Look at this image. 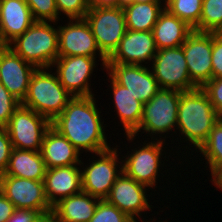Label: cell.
<instances>
[{
  "label": "cell",
  "mask_w": 222,
  "mask_h": 222,
  "mask_svg": "<svg viewBox=\"0 0 222 222\" xmlns=\"http://www.w3.org/2000/svg\"><path fill=\"white\" fill-rule=\"evenodd\" d=\"M203 0H165V9L180 20L185 21L193 30L199 25Z\"/></svg>",
  "instance_id": "28"
},
{
  "label": "cell",
  "mask_w": 222,
  "mask_h": 222,
  "mask_svg": "<svg viewBox=\"0 0 222 222\" xmlns=\"http://www.w3.org/2000/svg\"><path fill=\"white\" fill-rule=\"evenodd\" d=\"M180 95L181 91L161 88L150 101L143 104L139 127L131 135H126L127 140L132 142L141 130L144 131L141 133L147 132L150 136L172 132V128L175 130Z\"/></svg>",
  "instance_id": "5"
},
{
  "label": "cell",
  "mask_w": 222,
  "mask_h": 222,
  "mask_svg": "<svg viewBox=\"0 0 222 222\" xmlns=\"http://www.w3.org/2000/svg\"><path fill=\"white\" fill-rule=\"evenodd\" d=\"M142 221L144 222L143 219H141V222H142ZM129 222H138V221H137V219H131ZM145 222H149V221H145ZM161 222H164V221H161Z\"/></svg>",
  "instance_id": "44"
},
{
  "label": "cell",
  "mask_w": 222,
  "mask_h": 222,
  "mask_svg": "<svg viewBox=\"0 0 222 222\" xmlns=\"http://www.w3.org/2000/svg\"><path fill=\"white\" fill-rule=\"evenodd\" d=\"M12 143L9 134L5 127L0 128V174H3L7 168L11 151Z\"/></svg>",
  "instance_id": "36"
},
{
  "label": "cell",
  "mask_w": 222,
  "mask_h": 222,
  "mask_svg": "<svg viewBox=\"0 0 222 222\" xmlns=\"http://www.w3.org/2000/svg\"><path fill=\"white\" fill-rule=\"evenodd\" d=\"M100 199L81 191L61 199L53 206L55 222H89Z\"/></svg>",
  "instance_id": "22"
},
{
  "label": "cell",
  "mask_w": 222,
  "mask_h": 222,
  "mask_svg": "<svg viewBox=\"0 0 222 222\" xmlns=\"http://www.w3.org/2000/svg\"><path fill=\"white\" fill-rule=\"evenodd\" d=\"M29 6L35 21L53 22L58 21L56 0H25Z\"/></svg>",
  "instance_id": "30"
},
{
  "label": "cell",
  "mask_w": 222,
  "mask_h": 222,
  "mask_svg": "<svg viewBox=\"0 0 222 222\" xmlns=\"http://www.w3.org/2000/svg\"><path fill=\"white\" fill-rule=\"evenodd\" d=\"M132 2H134V0H120V6L123 7L124 5Z\"/></svg>",
  "instance_id": "43"
},
{
  "label": "cell",
  "mask_w": 222,
  "mask_h": 222,
  "mask_svg": "<svg viewBox=\"0 0 222 222\" xmlns=\"http://www.w3.org/2000/svg\"><path fill=\"white\" fill-rule=\"evenodd\" d=\"M111 90L119 117L126 135H131L138 127L143 115V103L136 100L126 87L118 84L110 75Z\"/></svg>",
  "instance_id": "25"
},
{
  "label": "cell",
  "mask_w": 222,
  "mask_h": 222,
  "mask_svg": "<svg viewBox=\"0 0 222 222\" xmlns=\"http://www.w3.org/2000/svg\"><path fill=\"white\" fill-rule=\"evenodd\" d=\"M147 186L140 184L122 172L113 184L106 200L126 213L131 219H140L142 212L151 210L146 194ZM140 216V217H139Z\"/></svg>",
  "instance_id": "16"
},
{
  "label": "cell",
  "mask_w": 222,
  "mask_h": 222,
  "mask_svg": "<svg viewBox=\"0 0 222 222\" xmlns=\"http://www.w3.org/2000/svg\"><path fill=\"white\" fill-rule=\"evenodd\" d=\"M218 121L215 108L201 88L181 92L176 129L189 145L199 150Z\"/></svg>",
  "instance_id": "2"
},
{
  "label": "cell",
  "mask_w": 222,
  "mask_h": 222,
  "mask_svg": "<svg viewBox=\"0 0 222 222\" xmlns=\"http://www.w3.org/2000/svg\"><path fill=\"white\" fill-rule=\"evenodd\" d=\"M79 165L48 168L44 176L45 195L53 207L61 199L82 191L81 169Z\"/></svg>",
  "instance_id": "20"
},
{
  "label": "cell",
  "mask_w": 222,
  "mask_h": 222,
  "mask_svg": "<svg viewBox=\"0 0 222 222\" xmlns=\"http://www.w3.org/2000/svg\"><path fill=\"white\" fill-rule=\"evenodd\" d=\"M209 164L211 175L222 167V120H219L210 131L206 142L199 151Z\"/></svg>",
  "instance_id": "27"
},
{
  "label": "cell",
  "mask_w": 222,
  "mask_h": 222,
  "mask_svg": "<svg viewBox=\"0 0 222 222\" xmlns=\"http://www.w3.org/2000/svg\"><path fill=\"white\" fill-rule=\"evenodd\" d=\"M117 145L95 154L99 159L93 160L86 168L81 170L82 191L100 200L109 196L117 177L123 172L122 160L119 161ZM118 163L120 165H118ZM121 167V168H120ZM120 168V169H119ZM118 169V170H117Z\"/></svg>",
  "instance_id": "8"
},
{
  "label": "cell",
  "mask_w": 222,
  "mask_h": 222,
  "mask_svg": "<svg viewBox=\"0 0 222 222\" xmlns=\"http://www.w3.org/2000/svg\"><path fill=\"white\" fill-rule=\"evenodd\" d=\"M131 218L106 199L99 200L93 217L89 222H129Z\"/></svg>",
  "instance_id": "31"
},
{
  "label": "cell",
  "mask_w": 222,
  "mask_h": 222,
  "mask_svg": "<svg viewBox=\"0 0 222 222\" xmlns=\"http://www.w3.org/2000/svg\"><path fill=\"white\" fill-rule=\"evenodd\" d=\"M152 139H156L157 141H152ZM163 139L153 138L151 137V142L143 143L142 147L139 146L132 149V153L127 156L125 155V160H122V170L129 177L133 178L135 181L139 182L152 189L153 186L156 187V180L159 177L158 173H160L159 167L162 163L160 159L162 152L164 151L162 148ZM141 147V148H140ZM159 171V172H158Z\"/></svg>",
  "instance_id": "10"
},
{
  "label": "cell",
  "mask_w": 222,
  "mask_h": 222,
  "mask_svg": "<svg viewBox=\"0 0 222 222\" xmlns=\"http://www.w3.org/2000/svg\"><path fill=\"white\" fill-rule=\"evenodd\" d=\"M49 71L48 68H37L34 71L27 95L21 104L52 122L73 96L61 85L57 74Z\"/></svg>",
  "instance_id": "4"
},
{
  "label": "cell",
  "mask_w": 222,
  "mask_h": 222,
  "mask_svg": "<svg viewBox=\"0 0 222 222\" xmlns=\"http://www.w3.org/2000/svg\"><path fill=\"white\" fill-rule=\"evenodd\" d=\"M161 1L165 2V0H134V2H137V3H141V2L150 3V2H161Z\"/></svg>",
  "instance_id": "42"
},
{
  "label": "cell",
  "mask_w": 222,
  "mask_h": 222,
  "mask_svg": "<svg viewBox=\"0 0 222 222\" xmlns=\"http://www.w3.org/2000/svg\"><path fill=\"white\" fill-rule=\"evenodd\" d=\"M212 78H222V32H212Z\"/></svg>",
  "instance_id": "35"
},
{
  "label": "cell",
  "mask_w": 222,
  "mask_h": 222,
  "mask_svg": "<svg viewBox=\"0 0 222 222\" xmlns=\"http://www.w3.org/2000/svg\"><path fill=\"white\" fill-rule=\"evenodd\" d=\"M79 55L86 57L98 55L103 67L106 68L107 58L99 50L92 29L85 18L69 19L66 26H58V56Z\"/></svg>",
  "instance_id": "11"
},
{
  "label": "cell",
  "mask_w": 222,
  "mask_h": 222,
  "mask_svg": "<svg viewBox=\"0 0 222 222\" xmlns=\"http://www.w3.org/2000/svg\"><path fill=\"white\" fill-rule=\"evenodd\" d=\"M14 209L13 203L0 191V222L7 221Z\"/></svg>",
  "instance_id": "38"
},
{
  "label": "cell",
  "mask_w": 222,
  "mask_h": 222,
  "mask_svg": "<svg viewBox=\"0 0 222 222\" xmlns=\"http://www.w3.org/2000/svg\"><path fill=\"white\" fill-rule=\"evenodd\" d=\"M181 47L191 82L201 88L212 79V32L193 30Z\"/></svg>",
  "instance_id": "14"
},
{
  "label": "cell",
  "mask_w": 222,
  "mask_h": 222,
  "mask_svg": "<svg viewBox=\"0 0 222 222\" xmlns=\"http://www.w3.org/2000/svg\"><path fill=\"white\" fill-rule=\"evenodd\" d=\"M157 51L152 31L127 30L107 63L142 65L152 61Z\"/></svg>",
  "instance_id": "18"
},
{
  "label": "cell",
  "mask_w": 222,
  "mask_h": 222,
  "mask_svg": "<svg viewBox=\"0 0 222 222\" xmlns=\"http://www.w3.org/2000/svg\"><path fill=\"white\" fill-rule=\"evenodd\" d=\"M58 15L64 13L69 19H83L88 12L89 0H56Z\"/></svg>",
  "instance_id": "32"
},
{
  "label": "cell",
  "mask_w": 222,
  "mask_h": 222,
  "mask_svg": "<svg viewBox=\"0 0 222 222\" xmlns=\"http://www.w3.org/2000/svg\"><path fill=\"white\" fill-rule=\"evenodd\" d=\"M34 22L25 0H0V46H7Z\"/></svg>",
  "instance_id": "19"
},
{
  "label": "cell",
  "mask_w": 222,
  "mask_h": 222,
  "mask_svg": "<svg viewBox=\"0 0 222 222\" xmlns=\"http://www.w3.org/2000/svg\"><path fill=\"white\" fill-rule=\"evenodd\" d=\"M161 3L132 2L124 5L123 11L127 30L152 31L159 14L165 8V5Z\"/></svg>",
  "instance_id": "26"
},
{
  "label": "cell",
  "mask_w": 222,
  "mask_h": 222,
  "mask_svg": "<svg viewBox=\"0 0 222 222\" xmlns=\"http://www.w3.org/2000/svg\"><path fill=\"white\" fill-rule=\"evenodd\" d=\"M15 54L36 68H50L58 58V27L35 21L22 35L7 45Z\"/></svg>",
  "instance_id": "3"
},
{
  "label": "cell",
  "mask_w": 222,
  "mask_h": 222,
  "mask_svg": "<svg viewBox=\"0 0 222 222\" xmlns=\"http://www.w3.org/2000/svg\"><path fill=\"white\" fill-rule=\"evenodd\" d=\"M106 71L118 84L126 87L136 100L150 101L161 89L146 65L107 63Z\"/></svg>",
  "instance_id": "15"
},
{
  "label": "cell",
  "mask_w": 222,
  "mask_h": 222,
  "mask_svg": "<svg viewBox=\"0 0 222 222\" xmlns=\"http://www.w3.org/2000/svg\"><path fill=\"white\" fill-rule=\"evenodd\" d=\"M46 168L83 165L80 153L73 144L52 126L47 130L41 147ZM82 163V164H81Z\"/></svg>",
  "instance_id": "21"
},
{
  "label": "cell",
  "mask_w": 222,
  "mask_h": 222,
  "mask_svg": "<svg viewBox=\"0 0 222 222\" xmlns=\"http://www.w3.org/2000/svg\"><path fill=\"white\" fill-rule=\"evenodd\" d=\"M94 96L73 97L51 126L78 151L99 153L110 149Z\"/></svg>",
  "instance_id": "1"
},
{
  "label": "cell",
  "mask_w": 222,
  "mask_h": 222,
  "mask_svg": "<svg viewBox=\"0 0 222 222\" xmlns=\"http://www.w3.org/2000/svg\"><path fill=\"white\" fill-rule=\"evenodd\" d=\"M193 31L185 21L172 15L167 9L159 14L152 33L157 49L176 48L181 46Z\"/></svg>",
  "instance_id": "23"
},
{
  "label": "cell",
  "mask_w": 222,
  "mask_h": 222,
  "mask_svg": "<svg viewBox=\"0 0 222 222\" xmlns=\"http://www.w3.org/2000/svg\"><path fill=\"white\" fill-rule=\"evenodd\" d=\"M201 89L207 94L218 114L219 120H222V78H212Z\"/></svg>",
  "instance_id": "34"
},
{
  "label": "cell",
  "mask_w": 222,
  "mask_h": 222,
  "mask_svg": "<svg viewBox=\"0 0 222 222\" xmlns=\"http://www.w3.org/2000/svg\"><path fill=\"white\" fill-rule=\"evenodd\" d=\"M90 6L95 7H118L120 0H89Z\"/></svg>",
  "instance_id": "39"
},
{
  "label": "cell",
  "mask_w": 222,
  "mask_h": 222,
  "mask_svg": "<svg viewBox=\"0 0 222 222\" xmlns=\"http://www.w3.org/2000/svg\"><path fill=\"white\" fill-rule=\"evenodd\" d=\"M36 69L8 46H0V82L21 103L27 95L31 76Z\"/></svg>",
  "instance_id": "17"
},
{
  "label": "cell",
  "mask_w": 222,
  "mask_h": 222,
  "mask_svg": "<svg viewBox=\"0 0 222 222\" xmlns=\"http://www.w3.org/2000/svg\"><path fill=\"white\" fill-rule=\"evenodd\" d=\"M85 20L92 29L99 50L108 59L127 31L123 7L90 6Z\"/></svg>",
  "instance_id": "6"
},
{
  "label": "cell",
  "mask_w": 222,
  "mask_h": 222,
  "mask_svg": "<svg viewBox=\"0 0 222 222\" xmlns=\"http://www.w3.org/2000/svg\"><path fill=\"white\" fill-rule=\"evenodd\" d=\"M51 121L22 104L5 126L13 148L41 151L42 142Z\"/></svg>",
  "instance_id": "7"
},
{
  "label": "cell",
  "mask_w": 222,
  "mask_h": 222,
  "mask_svg": "<svg viewBox=\"0 0 222 222\" xmlns=\"http://www.w3.org/2000/svg\"><path fill=\"white\" fill-rule=\"evenodd\" d=\"M38 222H55L52 214L44 215Z\"/></svg>",
  "instance_id": "41"
},
{
  "label": "cell",
  "mask_w": 222,
  "mask_h": 222,
  "mask_svg": "<svg viewBox=\"0 0 222 222\" xmlns=\"http://www.w3.org/2000/svg\"><path fill=\"white\" fill-rule=\"evenodd\" d=\"M46 170L40 151L13 148L7 168L0 176H16L29 180L44 181Z\"/></svg>",
  "instance_id": "24"
},
{
  "label": "cell",
  "mask_w": 222,
  "mask_h": 222,
  "mask_svg": "<svg viewBox=\"0 0 222 222\" xmlns=\"http://www.w3.org/2000/svg\"><path fill=\"white\" fill-rule=\"evenodd\" d=\"M212 182L216 186V188H220L222 190V167L218 168L212 175Z\"/></svg>",
  "instance_id": "40"
},
{
  "label": "cell",
  "mask_w": 222,
  "mask_h": 222,
  "mask_svg": "<svg viewBox=\"0 0 222 222\" xmlns=\"http://www.w3.org/2000/svg\"><path fill=\"white\" fill-rule=\"evenodd\" d=\"M97 57L58 56L52 67L56 66V74L61 85L73 96H94L90 88L91 74L96 67Z\"/></svg>",
  "instance_id": "13"
},
{
  "label": "cell",
  "mask_w": 222,
  "mask_h": 222,
  "mask_svg": "<svg viewBox=\"0 0 222 222\" xmlns=\"http://www.w3.org/2000/svg\"><path fill=\"white\" fill-rule=\"evenodd\" d=\"M21 105L0 82V125L5 127L13 115L14 111Z\"/></svg>",
  "instance_id": "33"
},
{
  "label": "cell",
  "mask_w": 222,
  "mask_h": 222,
  "mask_svg": "<svg viewBox=\"0 0 222 222\" xmlns=\"http://www.w3.org/2000/svg\"><path fill=\"white\" fill-rule=\"evenodd\" d=\"M152 65L151 71L160 88L181 92L197 88L191 82L184 50L181 46L158 50L152 60Z\"/></svg>",
  "instance_id": "9"
},
{
  "label": "cell",
  "mask_w": 222,
  "mask_h": 222,
  "mask_svg": "<svg viewBox=\"0 0 222 222\" xmlns=\"http://www.w3.org/2000/svg\"><path fill=\"white\" fill-rule=\"evenodd\" d=\"M0 191L15 208L36 210L43 215L52 214L53 207L46 198L43 181L0 176Z\"/></svg>",
  "instance_id": "12"
},
{
  "label": "cell",
  "mask_w": 222,
  "mask_h": 222,
  "mask_svg": "<svg viewBox=\"0 0 222 222\" xmlns=\"http://www.w3.org/2000/svg\"><path fill=\"white\" fill-rule=\"evenodd\" d=\"M43 216L40 211L15 208L7 222H38Z\"/></svg>",
  "instance_id": "37"
},
{
  "label": "cell",
  "mask_w": 222,
  "mask_h": 222,
  "mask_svg": "<svg viewBox=\"0 0 222 222\" xmlns=\"http://www.w3.org/2000/svg\"><path fill=\"white\" fill-rule=\"evenodd\" d=\"M194 30L199 32H222V0H203L199 25Z\"/></svg>",
  "instance_id": "29"
}]
</instances>
